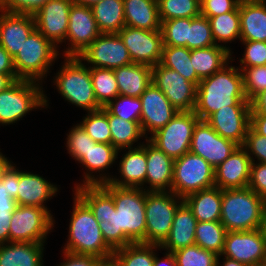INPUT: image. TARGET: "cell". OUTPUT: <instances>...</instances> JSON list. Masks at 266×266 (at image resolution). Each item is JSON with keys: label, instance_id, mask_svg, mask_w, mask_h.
<instances>
[{"label": "cell", "instance_id": "obj_69", "mask_svg": "<svg viewBox=\"0 0 266 266\" xmlns=\"http://www.w3.org/2000/svg\"><path fill=\"white\" fill-rule=\"evenodd\" d=\"M264 0H235V2L238 5H242V4H251V3H259L262 2Z\"/></svg>", "mask_w": 266, "mask_h": 266}, {"label": "cell", "instance_id": "obj_18", "mask_svg": "<svg viewBox=\"0 0 266 266\" xmlns=\"http://www.w3.org/2000/svg\"><path fill=\"white\" fill-rule=\"evenodd\" d=\"M101 34L91 7L72 4L68 18L66 56H79Z\"/></svg>", "mask_w": 266, "mask_h": 266}, {"label": "cell", "instance_id": "obj_65", "mask_svg": "<svg viewBox=\"0 0 266 266\" xmlns=\"http://www.w3.org/2000/svg\"><path fill=\"white\" fill-rule=\"evenodd\" d=\"M220 255L217 257V262H216V266H248V265H246V264H243V263H240V262H238V261H236V260H233V259H230V258H227V257H225V258H223V262H221V263H223L222 265L219 263V259H220Z\"/></svg>", "mask_w": 266, "mask_h": 266}, {"label": "cell", "instance_id": "obj_23", "mask_svg": "<svg viewBox=\"0 0 266 266\" xmlns=\"http://www.w3.org/2000/svg\"><path fill=\"white\" fill-rule=\"evenodd\" d=\"M251 158L239 146L223 163L215 169V186L220 189L246 188L250 181Z\"/></svg>", "mask_w": 266, "mask_h": 266}, {"label": "cell", "instance_id": "obj_38", "mask_svg": "<svg viewBox=\"0 0 266 266\" xmlns=\"http://www.w3.org/2000/svg\"><path fill=\"white\" fill-rule=\"evenodd\" d=\"M158 248L157 244L132 243L114 250L113 256L120 266H153Z\"/></svg>", "mask_w": 266, "mask_h": 266}, {"label": "cell", "instance_id": "obj_66", "mask_svg": "<svg viewBox=\"0 0 266 266\" xmlns=\"http://www.w3.org/2000/svg\"><path fill=\"white\" fill-rule=\"evenodd\" d=\"M71 1H72V4L92 7L94 4L102 0H71Z\"/></svg>", "mask_w": 266, "mask_h": 266}, {"label": "cell", "instance_id": "obj_5", "mask_svg": "<svg viewBox=\"0 0 266 266\" xmlns=\"http://www.w3.org/2000/svg\"><path fill=\"white\" fill-rule=\"evenodd\" d=\"M111 195L117 211V231H123L133 243H145L146 190L101 184Z\"/></svg>", "mask_w": 266, "mask_h": 266}, {"label": "cell", "instance_id": "obj_27", "mask_svg": "<svg viewBox=\"0 0 266 266\" xmlns=\"http://www.w3.org/2000/svg\"><path fill=\"white\" fill-rule=\"evenodd\" d=\"M119 151L111 144L97 143L95 146H91L86 155L79 160L87 170L85 177L83 176V183L76 184L75 187L79 185H93V184H103L110 180L109 175L103 174L111 165H113L118 159ZM102 172L97 177L93 173ZM95 176V177H94Z\"/></svg>", "mask_w": 266, "mask_h": 266}, {"label": "cell", "instance_id": "obj_4", "mask_svg": "<svg viewBox=\"0 0 266 266\" xmlns=\"http://www.w3.org/2000/svg\"><path fill=\"white\" fill-rule=\"evenodd\" d=\"M66 58V59H65ZM63 66L53 78L57 91L69 103L83 110L96 111L102 108L97 102L92 85L90 67L78 56H66Z\"/></svg>", "mask_w": 266, "mask_h": 266}, {"label": "cell", "instance_id": "obj_11", "mask_svg": "<svg viewBox=\"0 0 266 266\" xmlns=\"http://www.w3.org/2000/svg\"><path fill=\"white\" fill-rule=\"evenodd\" d=\"M54 223L48 209L17 205L10 221L9 242H45Z\"/></svg>", "mask_w": 266, "mask_h": 266}, {"label": "cell", "instance_id": "obj_68", "mask_svg": "<svg viewBox=\"0 0 266 266\" xmlns=\"http://www.w3.org/2000/svg\"><path fill=\"white\" fill-rule=\"evenodd\" d=\"M261 231L263 233L264 239L266 241V207L263 213V219H262V224H261Z\"/></svg>", "mask_w": 266, "mask_h": 266}, {"label": "cell", "instance_id": "obj_42", "mask_svg": "<svg viewBox=\"0 0 266 266\" xmlns=\"http://www.w3.org/2000/svg\"><path fill=\"white\" fill-rule=\"evenodd\" d=\"M160 22L200 15V0H157Z\"/></svg>", "mask_w": 266, "mask_h": 266}, {"label": "cell", "instance_id": "obj_3", "mask_svg": "<svg viewBox=\"0 0 266 266\" xmlns=\"http://www.w3.org/2000/svg\"><path fill=\"white\" fill-rule=\"evenodd\" d=\"M266 201L249 187L222 190L220 222L229 231L260 229Z\"/></svg>", "mask_w": 266, "mask_h": 266}, {"label": "cell", "instance_id": "obj_19", "mask_svg": "<svg viewBox=\"0 0 266 266\" xmlns=\"http://www.w3.org/2000/svg\"><path fill=\"white\" fill-rule=\"evenodd\" d=\"M139 98L142 104L140 127L146 139L148 132L151 136L179 113L153 82Z\"/></svg>", "mask_w": 266, "mask_h": 266}, {"label": "cell", "instance_id": "obj_58", "mask_svg": "<svg viewBox=\"0 0 266 266\" xmlns=\"http://www.w3.org/2000/svg\"><path fill=\"white\" fill-rule=\"evenodd\" d=\"M17 207L16 201L11 198L6 189V177L1 173L0 175V209H15Z\"/></svg>", "mask_w": 266, "mask_h": 266}, {"label": "cell", "instance_id": "obj_15", "mask_svg": "<svg viewBox=\"0 0 266 266\" xmlns=\"http://www.w3.org/2000/svg\"><path fill=\"white\" fill-rule=\"evenodd\" d=\"M118 34L133 63L151 67L160 63L163 50L161 30H143L124 26Z\"/></svg>", "mask_w": 266, "mask_h": 266}, {"label": "cell", "instance_id": "obj_12", "mask_svg": "<svg viewBox=\"0 0 266 266\" xmlns=\"http://www.w3.org/2000/svg\"><path fill=\"white\" fill-rule=\"evenodd\" d=\"M199 120L194 111L179 112L148 140L175 160L189 152L193 130Z\"/></svg>", "mask_w": 266, "mask_h": 266}, {"label": "cell", "instance_id": "obj_52", "mask_svg": "<svg viewBox=\"0 0 266 266\" xmlns=\"http://www.w3.org/2000/svg\"><path fill=\"white\" fill-rule=\"evenodd\" d=\"M238 7L235 0H200V14L205 17H214L235 11Z\"/></svg>", "mask_w": 266, "mask_h": 266}, {"label": "cell", "instance_id": "obj_59", "mask_svg": "<svg viewBox=\"0 0 266 266\" xmlns=\"http://www.w3.org/2000/svg\"><path fill=\"white\" fill-rule=\"evenodd\" d=\"M0 74H16L13 58L0 44Z\"/></svg>", "mask_w": 266, "mask_h": 266}, {"label": "cell", "instance_id": "obj_70", "mask_svg": "<svg viewBox=\"0 0 266 266\" xmlns=\"http://www.w3.org/2000/svg\"><path fill=\"white\" fill-rule=\"evenodd\" d=\"M251 266H266V261L261 262V263L253 264V265H251Z\"/></svg>", "mask_w": 266, "mask_h": 266}, {"label": "cell", "instance_id": "obj_33", "mask_svg": "<svg viewBox=\"0 0 266 266\" xmlns=\"http://www.w3.org/2000/svg\"><path fill=\"white\" fill-rule=\"evenodd\" d=\"M229 46L213 45L211 47L191 50V63L200 79L206 78L232 62Z\"/></svg>", "mask_w": 266, "mask_h": 266}, {"label": "cell", "instance_id": "obj_16", "mask_svg": "<svg viewBox=\"0 0 266 266\" xmlns=\"http://www.w3.org/2000/svg\"><path fill=\"white\" fill-rule=\"evenodd\" d=\"M238 147L235 142L220 136L205 120H199L193 130L189 151L202 157L215 169Z\"/></svg>", "mask_w": 266, "mask_h": 266}, {"label": "cell", "instance_id": "obj_7", "mask_svg": "<svg viewBox=\"0 0 266 266\" xmlns=\"http://www.w3.org/2000/svg\"><path fill=\"white\" fill-rule=\"evenodd\" d=\"M58 48L46 39L37 29L24 41L21 49L13 58L18 79L42 82L50 66L58 58Z\"/></svg>", "mask_w": 266, "mask_h": 266}, {"label": "cell", "instance_id": "obj_44", "mask_svg": "<svg viewBox=\"0 0 266 266\" xmlns=\"http://www.w3.org/2000/svg\"><path fill=\"white\" fill-rule=\"evenodd\" d=\"M191 18H174L161 23L163 45L187 48Z\"/></svg>", "mask_w": 266, "mask_h": 266}, {"label": "cell", "instance_id": "obj_9", "mask_svg": "<svg viewBox=\"0 0 266 266\" xmlns=\"http://www.w3.org/2000/svg\"><path fill=\"white\" fill-rule=\"evenodd\" d=\"M183 202L172 191H146L145 244L161 245L168 237L178 206Z\"/></svg>", "mask_w": 266, "mask_h": 266}, {"label": "cell", "instance_id": "obj_30", "mask_svg": "<svg viewBox=\"0 0 266 266\" xmlns=\"http://www.w3.org/2000/svg\"><path fill=\"white\" fill-rule=\"evenodd\" d=\"M113 71L120 95L140 97L152 82V67L149 65L132 63Z\"/></svg>", "mask_w": 266, "mask_h": 266}, {"label": "cell", "instance_id": "obj_37", "mask_svg": "<svg viewBox=\"0 0 266 266\" xmlns=\"http://www.w3.org/2000/svg\"><path fill=\"white\" fill-rule=\"evenodd\" d=\"M190 56L191 50L186 47L163 45L160 64L177 71L185 79L198 86L201 79L192 67Z\"/></svg>", "mask_w": 266, "mask_h": 266}, {"label": "cell", "instance_id": "obj_6", "mask_svg": "<svg viewBox=\"0 0 266 266\" xmlns=\"http://www.w3.org/2000/svg\"><path fill=\"white\" fill-rule=\"evenodd\" d=\"M73 189L93 212L105 242L113 250L133 243L123 231H117V211L112 195L101 184L79 185Z\"/></svg>", "mask_w": 266, "mask_h": 266}, {"label": "cell", "instance_id": "obj_22", "mask_svg": "<svg viewBox=\"0 0 266 266\" xmlns=\"http://www.w3.org/2000/svg\"><path fill=\"white\" fill-rule=\"evenodd\" d=\"M35 29L33 15L9 13L0 8V44L12 58Z\"/></svg>", "mask_w": 266, "mask_h": 266}, {"label": "cell", "instance_id": "obj_54", "mask_svg": "<svg viewBox=\"0 0 266 266\" xmlns=\"http://www.w3.org/2000/svg\"><path fill=\"white\" fill-rule=\"evenodd\" d=\"M248 187L266 201V163L256 161L251 164Z\"/></svg>", "mask_w": 266, "mask_h": 266}, {"label": "cell", "instance_id": "obj_48", "mask_svg": "<svg viewBox=\"0 0 266 266\" xmlns=\"http://www.w3.org/2000/svg\"><path fill=\"white\" fill-rule=\"evenodd\" d=\"M239 69L243 76L244 93L250 102L257 94L266 89V65Z\"/></svg>", "mask_w": 266, "mask_h": 266}, {"label": "cell", "instance_id": "obj_39", "mask_svg": "<svg viewBox=\"0 0 266 266\" xmlns=\"http://www.w3.org/2000/svg\"><path fill=\"white\" fill-rule=\"evenodd\" d=\"M209 19L212 35L216 45L224 46L218 43H228L235 39L240 40V14L239 7L235 11L224 13Z\"/></svg>", "mask_w": 266, "mask_h": 266}, {"label": "cell", "instance_id": "obj_49", "mask_svg": "<svg viewBox=\"0 0 266 266\" xmlns=\"http://www.w3.org/2000/svg\"><path fill=\"white\" fill-rule=\"evenodd\" d=\"M66 144L70 156L75 161H79L86 155L91 146H95L97 143L77 123L76 126L71 128L69 134H67Z\"/></svg>", "mask_w": 266, "mask_h": 266}, {"label": "cell", "instance_id": "obj_60", "mask_svg": "<svg viewBox=\"0 0 266 266\" xmlns=\"http://www.w3.org/2000/svg\"><path fill=\"white\" fill-rule=\"evenodd\" d=\"M250 114H263L266 115V89L257 94L251 101Z\"/></svg>", "mask_w": 266, "mask_h": 266}, {"label": "cell", "instance_id": "obj_13", "mask_svg": "<svg viewBox=\"0 0 266 266\" xmlns=\"http://www.w3.org/2000/svg\"><path fill=\"white\" fill-rule=\"evenodd\" d=\"M78 57L90 67L111 70L133 63L118 33H101Z\"/></svg>", "mask_w": 266, "mask_h": 266}, {"label": "cell", "instance_id": "obj_34", "mask_svg": "<svg viewBox=\"0 0 266 266\" xmlns=\"http://www.w3.org/2000/svg\"><path fill=\"white\" fill-rule=\"evenodd\" d=\"M125 26L160 30L157 0H123Z\"/></svg>", "mask_w": 266, "mask_h": 266}, {"label": "cell", "instance_id": "obj_28", "mask_svg": "<svg viewBox=\"0 0 266 266\" xmlns=\"http://www.w3.org/2000/svg\"><path fill=\"white\" fill-rule=\"evenodd\" d=\"M197 220L192 210L183 201L176 209L168 237L160 245L161 249L173 253L195 244Z\"/></svg>", "mask_w": 266, "mask_h": 266}, {"label": "cell", "instance_id": "obj_25", "mask_svg": "<svg viewBox=\"0 0 266 266\" xmlns=\"http://www.w3.org/2000/svg\"><path fill=\"white\" fill-rule=\"evenodd\" d=\"M146 141L147 173L146 191H171L173 181L174 160L159 150L148 139Z\"/></svg>", "mask_w": 266, "mask_h": 266}, {"label": "cell", "instance_id": "obj_64", "mask_svg": "<svg viewBox=\"0 0 266 266\" xmlns=\"http://www.w3.org/2000/svg\"><path fill=\"white\" fill-rule=\"evenodd\" d=\"M95 266H120L115 257L112 255L107 258H100Z\"/></svg>", "mask_w": 266, "mask_h": 266}, {"label": "cell", "instance_id": "obj_53", "mask_svg": "<svg viewBox=\"0 0 266 266\" xmlns=\"http://www.w3.org/2000/svg\"><path fill=\"white\" fill-rule=\"evenodd\" d=\"M49 0H6L0 8L9 13L35 14Z\"/></svg>", "mask_w": 266, "mask_h": 266}, {"label": "cell", "instance_id": "obj_10", "mask_svg": "<svg viewBox=\"0 0 266 266\" xmlns=\"http://www.w3.org/2000/svg\"><path fill=\"white\" fill-rule=\"evenodd\" d=\"M215 186L214 168L202 157L187 152L174 160L171 191L180 198Z\"/></svg>", "mask_w": 266, "mask_h": 266}, {"label": "cell", "instance_id": "obj_55", "mask_svg": "<svg viewBox=\"0 0 266 266\" xmlns=\"http://www.w3.org/2000/svg\"><path fill=\"white\" fill-rule=\"evenodd\" d=\"M63 253L65 261L57 266H95L100 259L94 255L75 254L64 250Z\"/></svg>", "mask_w": 266, "mask_h": 266}, {"label": "cell", "instance_id": "obj_57", "mask_svg": "<svg viewBox=\"0 0 266 266\" xmlns=\"http://www.w3.org/2000/svg\"><path fill=\"white\" fill-rule=\"evenodd\" d=\"M15 209H0V245L9 242V227Z\"/></svg>", "mask_w": 266, "mask_h": 266}, {"label": "cell", "instance_id": "obj_1", "mask_svg": "<svg viewBox=\"0 0 266 266\" xmlns=\"http://www.w3.org/2000/svg\"><path fill=\"white\" fill-rule=\"evenodd\" d=\"M200 80L197 86L195 114L206 120L211 114L227 106H250L247 100L241 70L229 66Z\"/></svg>", "mask_w": 266, "mask_h": 266}, {"label": "cell", "instance_id": "obj_20", "mask_svg": "<svg viewBox=\"0 0 266 266\" xmlns=\"http://www.w3.org/2000/svg\"><path fill=\"white\" fill-rule=\"evenodd\" d=\"M71 0H49L35 14L36 29L57 48L66 42Z\"/></svg>", "mask_w": 266, "mask_h": 266}, {"label": "cell", "instance_id": "obj_31", "mask_svg": "<svg viewBox=\"0 0 266 266\" xmlns=\"http://www.w3.org/2000/svg\"><path fill=\"white\" fill-rule=\"evenodd\" d=\"M183 201L192 210L197 222L220 221L222 189L217 186L192 193Z\"/></svg>", "mask_w": 266, "mask_h": 266}, {"label": "cell", "instance_id": "obj_35", "mask_svg": "<svg viewBox=\"0 0 266 266\" xmlns=\"http://www.w3.org/2000/svg\"><path fill=\"white\" fill-rule=\"evenodd\" d=\"M91 8L101 33H118L125 26L123 0H102Z\"/></svg>", "mask_w": 266, "mask_h": 266}, {"label": "cell", "instance_id": "obj_45", "mask_svg": "<svg viewBox=\"0 0 266 266\" xmlns=\"http://www.w3.org/2000/svg\"><path fill=\"white\" fill-rule=\"evenodd\" d=\"M177 266H216L217 257L212 251L194 244L173 252Z\"/></svg>", "mask_w": 266, "mask_h": 266}, {"label": "cell", "instance_id": "obj_43", "mask_svg": "<svg viewBox=\"0 0 266 266\" xmlns=\"http://www.w3.org/2000/svg\"><path fill=\"white\" fill-rule=\"evenodd\" d=\"M87 114L79 124L82 129L94 142L111 144V130L107 118V109L102 107L99 110L87 112Z\"/></svg>", "mask_w": 266, "mask_h": 266}, {"label": "cell", "instance_id": "obj_14", "mask_svg": "<svg viewBox=\"0 0 266 266\" xmlns=\"http://www.w3.org/2000/svg\"><path fill=\"white\" fill-rule=\"evenodd\" d=\"M152 82L164 93L172 106L179 112L194 111L197 86L177 71L160 63L152 67Z\"/></svg>", "mask_w": 266, "mask_h": 266}, {"label": "cell", "instance_id": "obj_21", "mask_svg": "<svg viewBox=\"0 0 266 266\" xmlns=\"http://www.w3.org/2000/svg\"><path fill=\"white\" fill-rule=\"evenodd\" d=\"M250 112L251 106H227L205 121L223 138L243 146L250 126Z\"/></svg>", "mask_w": 266, "mask_h": 266}, {"label": "cell", "instance_id": "obj_47", "mask_svg": "<svg viewBox=\"0 0 266 266\" xmlns=\"http://www.w3.org/2000/svg\"><path fill=\"white\" fill-rule=\"evenodd\" d=\"M105 108L123 120L140 122L142 104L139 97L118 95Z\"/></svg>", "mask_w": 266, "mask_h": 266}, {"label": "cell", "instance_id": "obj_61", "mask_svg": "<svg viewBox=\"0 0 266 266\" xmlns=\"http://www.w3.org/2000/svg\"><path fill=\"white\" fill-rule=\"evenodd\" d=\"M250 126L258 134L266 137V115L250 114Z\"/></svg>", "mask_w": 266, "mask_h": 266}, {"label": "cell", "instance_id": "obj_29", "mask_svg": "<svg viewBox=\"0 0 266 266\" xmlns=\"http://www.w3.org/2000/svg\"><path fill=\"white\" fill-rule=\"evenodd\" d=\"M44 243L8 242L0 245V266H44Z\"/></svg>", "mask_w": 266, "mask_h": 266}, {"label": "cell", "instance_id": "obj_8", "mask_svg": "<svg viewBox=\"0 0 266 266\" xmlns=\"http://www.w3.org/2000/svg\"><path fill=\"white\" fill-rule=\"evenodd\" d=\"M41 85L40 82L18 79L0 92V124L16 123L30 111L48 107L49 100Z\"/></svg>", "mask_w": 266, "mask_h": 266}, {"label": "cell", "instance_id": "obj_40", "mask_svg": "<svg viewBox=\"0 0 266 266\" xmlns=\"http://www.w3.org/2000/svg\"><path fill=\"white\" fill-rule=\"evenodd\" d=\"M227 230L220 221L197 222L195 244L201 248L221 255Z\"/></svg>", "mask_w": 266, "mask_h": 266}, {"label": "cell", "instance_id": "obj_36", "mask_svg": "<svg viewBox=\"0 0 266 266\" xmlns=\"http://www.w3.org/2000/svg\"><path fill=\"white\" fill-rule=\"evenodd\" d=\"M108 123L111 130V145L118 151L133 147V144L145 137L140 122L123 120L107 110Z\"/></svg>", "mask_w": 266, "mask_h": 266}, {"label": "cell", "instance_id": "obj_32", "mask_svg": "<svg viewBox=\"0 0 266 266\" xmlns=\"http://www.w3.org/2000/svg\"><path fill=\"white\" fill-rule=\"evenodd\" d=\"M240 41L266 42V0L239 5Z\"/></svg>", "mask_w": 266, "mask_h": 266}, {"label": "cell", "instance_id": "obj_62", "mask_svg": "<svg viewBox=\"0 0 266 266\" xmlns=\"http://www.w3.org/2000/svg\"><path fill=\"white\" fill-rule=\"evenodd\" d=\"M164 258L160 259L155 254L153 266H177V262L173 253L166 252Z\"/></svg>", "mask_w": 266, "mask_h": 266}, {"label": "cell", "instance_id": "obj_17", "mask_svg": "<svg viewBox=\"0 0 266 266\" xmlns=\"http://www.w3.org/2000/svg\"><path fill=\"white\" fill-rule=\"evenodd\" d=\"M220 256L248 266L266 261V241L261 229L227 232Z\"/></svg>", "mask_w": 266, "mask_h": 266}, {"label": "cell", "instance_id": "obj_24", "mask_svg": "<svg viewBox=\"0 0 266 266\" xmlns=\"http://www.w3.org/2000/svg\"><path fill=\"white\" fill-rule=\"evenodd\" d=\"M124 155V156H123ZM119 162L122 179L110 175L109 184L121 188H144L147 173L146 144L129 148Z\"/></svg>", "mask_w": 266, "mask_h": 266}, {"label": "cell", "instance_id": "obj_67", "mask_svg": "<svg viewBox=\"0 0 266 266\" xmlns=\"http://www.w3.org/2000/svg\"><path fill=\"white\" fill-rule=\"evenodd\" d=\"M10 163V160H8L7 157L3 155V153L0 152V175L2 170Z\"/></svg>", "mask_w": 266, "mask_h": 266}, {"label": "cell", "instance_id": "obj_63", "mask_svg": "<svg viewBox=\"0 0 266 266\" xmlns=\"http://www.w3.org/2000/svg\"><path fill=\"white\" fill-rule=\"evenodd\" d=\"M15 80H18L16 74H0V92L9 87Z\"/></svg>", "mask_w": 266, "mask_h": 266}, {"label": "cell", "instance_id": "obj_26", "mask_svg": "<svg viewBox=\"0 0 266 266\" xmlns=\"http://www.w3.org/2000/svg\"><path fill=\"white\" fill-rule=\"evenodd\" d=\"M58 192V187L38 174L19 170L17 184V205L48 209L44 203Z\"/></svg>", "mask_w": 266, "mask_h": 266}, {"label": "cell", "instance_id": "obj_46", "mask_svg": "<svg viewBox=\"0 0 266 266\" xmlns=\"http://www.w3.org/2000/svg\"><path fill=\"white\" fill-rule=\"evenodd\" d=\"M216 45L211 31L209 19L203 15L191 18L187 48L190 50Z\"/></svg>", "mask_w": 266, "mask_h": 266}, {"label": "cell", "instance_id": "obj_56", "mask_svg": "<svg viewBox=\"0 0 266 266\" xmlns=\"http://www.w3.org/2000/svg\"><path fill=\"white\" fill-rule=\"evenodd\" d=\"M1 173L6 177V189L9 196L16 201L17 184H19V169L10 161Z\"/></svg>", "mask_w": 266, "mask_h": 266}, {"label": "cell", "instance_id": "obj_71", "mask_svg": "<svg viewBox=\"0 0 266 266\" xmlns=\"http://www.w3.org/2000/svg\"><path fill=\"white\" fill-rule=\"evenodd\" d=\"M6 0H0V6L5 2Z\"/></svg>", "mask_w": 266, "mask_h": 266}, {"label": "cell", "instance_id": "obj_50", "mask_svg": "<svg viewBox=\"0 0 266 266\" xmlns=\"http://www.w3.org/2000/svg\"><path fill=\"white\" fill-rule=\"evenodd\" d=\"M244 44V55L240 59V68L266 65V42L241 41Z\"/></svg>", "mask_w": 266, "mask_h": 266}, {"label": "cell", "instance_id": "obj_51", "mask_svg": "<svg viewBox=\"0 0 266 266\" xmlns=\"http://www.w3.org/2000/svg\"><path fill=\"white\" fill-rule=\"evenodd\" d=\"M242 147L247 151L252 163L255 162V158L258 163H266V137L258 134L251 126L248 128Z\"/></svg>", "mask_w": 266, "mask_h": 266}, {"label": "cell", "instance_id": "obj_2", "mask_svg": "<svg viewBox=\"0 0 266 266\" xmlns=\"http://www.w3.org/2000/svg\"><path fill=\"white\" fill-rule=\"evenodd\" d=\"M73 200L68 241L63 250L99 258L112 256L114 250L105 242L99 222L89 206L76 193Z\"/></svg>", "mask_w": 266, "mask_h": 266}, {"label": "cell", "instance_id": "obj_41", "mask_svg": "<svg viewBox=\"0 0 266 266\" xmlns=\"http://www.w3.org/2000/svg\"><path fill=\"white\" fill-rule=\"evenodd\" d=\"M90 75L96 100L102 107L120 95L113 70L90 67Z\"/></svg>", "mask_w": 266, "mask_h": 266}]
</instances>
